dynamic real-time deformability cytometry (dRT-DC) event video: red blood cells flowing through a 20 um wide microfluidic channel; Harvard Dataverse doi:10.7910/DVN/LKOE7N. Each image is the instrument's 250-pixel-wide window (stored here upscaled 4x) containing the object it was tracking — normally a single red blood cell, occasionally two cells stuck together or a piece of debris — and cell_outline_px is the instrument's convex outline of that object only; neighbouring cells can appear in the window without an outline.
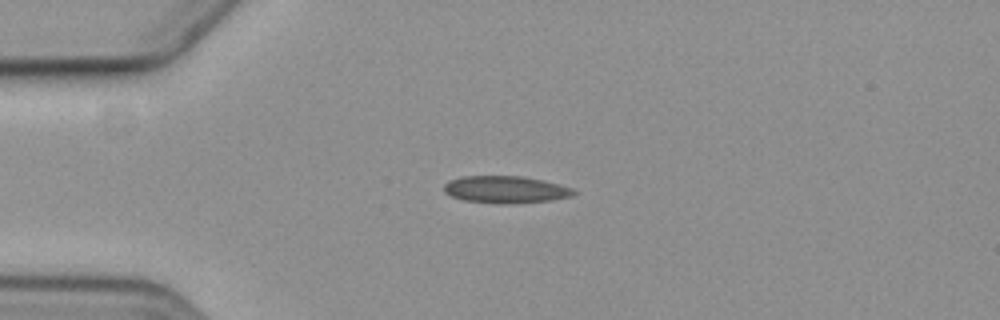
{"species": "common noctule bat (a hibernating species)", "species_latin": "Nyctalus noctula", "temperature_condition": "cold", "stored_images_in_passage": 5, "camera_frame_rate_fps": 3000, "um_per_image_px": 0.085, "animal": {"sex": "female", "body_mass_g": 19.3, "forearm_length_mm": 54.1}, "frame": {"image": 1, "passage_image": 4, "time_ms": 3.667, "image_size_px": [1000, 320], "cell_outline_px": [[576, 192], [568, 196], [552, 200], [516, 204], [500, 204], [464, 200], [452, 196], [444, 192], [444, 184], [448, 180], [460, 176], [524, 176], [544, 180], [560, 184], [572, 188]], "centroid_in_image_um": [42.95, 16.11], "position_along_channel_um": 42.0, "area_um2": 20.69}}